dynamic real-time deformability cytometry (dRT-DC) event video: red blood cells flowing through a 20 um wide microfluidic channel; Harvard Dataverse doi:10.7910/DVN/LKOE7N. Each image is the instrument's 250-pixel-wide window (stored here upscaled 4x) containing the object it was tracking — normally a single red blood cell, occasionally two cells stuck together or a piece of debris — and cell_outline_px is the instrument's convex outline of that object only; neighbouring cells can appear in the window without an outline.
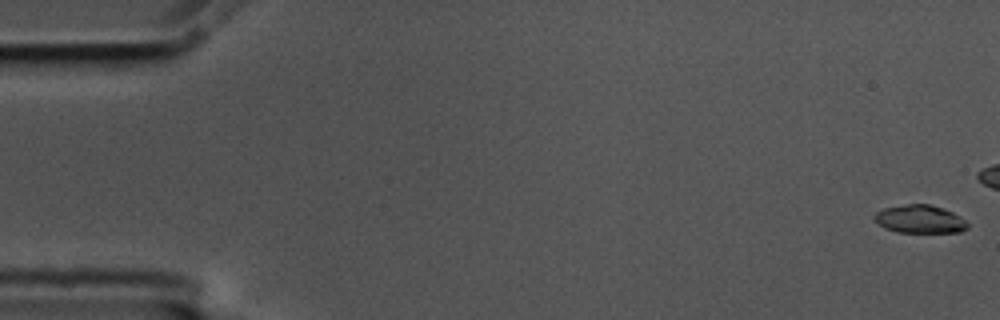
{"species": "common noctule bat (a hibernating species)", "species_latin": "Nyctalus noctula", "temperature_condition": "cold", "stored_images_in_passage": 46, "camera_frame_rate_fps": 3000, "um_per_image_px": 0.085, "animal": {"sex": "male", "body_mass_g": 17.5, "forearm_length_mm": 52.3}, "frame": {"image": 1, "passage_image": 1, "time_ms": 0.0, "image_size_px": [1000, 320], "cell_outline_px": [[968, 228], [960, 232], [896, 232], [884, 228], [872, 216], [876, 212], [884, 208], [908, 204], [928, 204], [952, 212], [960, 216], [968, 224]], "centroid_in_image_um": [78.18, 18.63], "position_along_channel_um": 6.8, "area_um2": 15.09}}
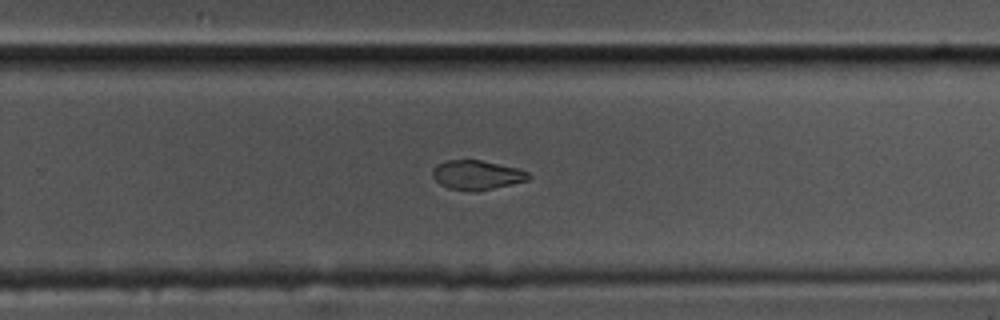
{"frame": {"image": 2, "passage_image": 37, "time_ms": 12.0, "image_size_px": [1000, 320], "cell_outline_px": [[532, 176], [528, 180], [512, 184], [476, 192], [472, 192], [448, 188], [440, 184], [432, 176], [432, 168], [436, 164], [448, 160], [480, 160], [516, 168], [528, 172]], "centroid_in_image_um": [40.51, 14.88], "position_along_channel_um": 289.3, "area_um2": 16.47}}
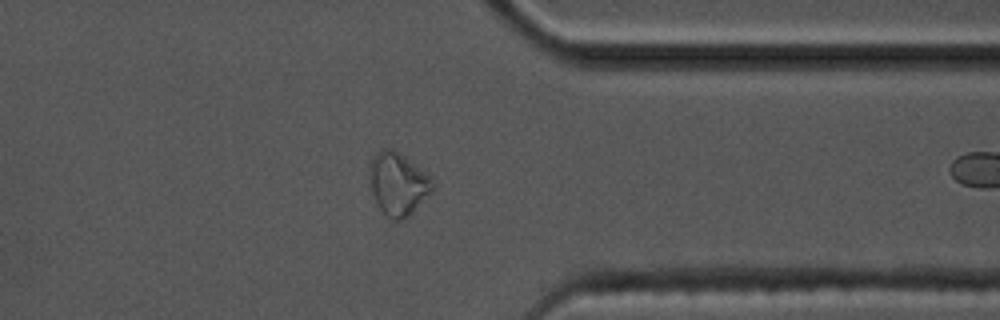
{"frame": {"image": 3, "passage_image": 45, "time_ms": 14.667, "image_size_px": [1000, 320], "cell_outline_px": [[436, 184], [432, 192], [404, 220], [392, 220], [380, 208], [368, 184], [368, 164], [376, 152], [380, 148], [392, 148], [404, 156], [428, 176]], "centroid_in_image_um": [33.78, 15.61], "position_along_channel_um": 377.6, "area_um2": 23.06}}